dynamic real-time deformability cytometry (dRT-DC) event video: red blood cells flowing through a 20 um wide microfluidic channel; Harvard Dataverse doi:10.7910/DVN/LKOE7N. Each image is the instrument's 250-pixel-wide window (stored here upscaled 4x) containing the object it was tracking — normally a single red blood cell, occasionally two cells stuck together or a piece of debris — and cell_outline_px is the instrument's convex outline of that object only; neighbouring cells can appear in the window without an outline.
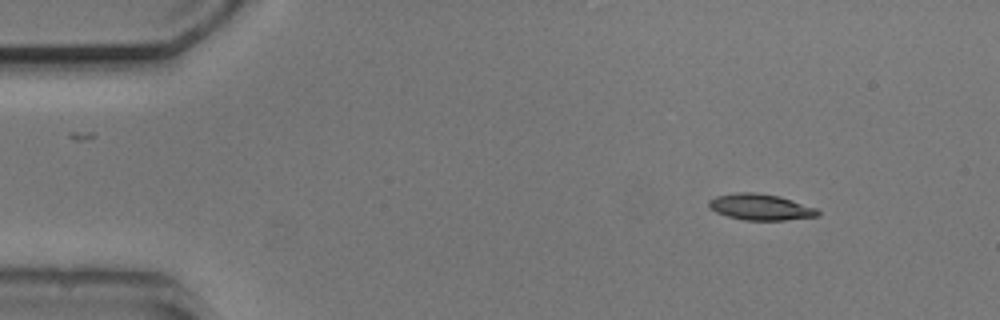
{"species": "common noctule bat (a hibernating species)", "species_latin": "Nyctalus noctula", "temperature_condition": "cold", "stored_images_in_passage": 4, "camera_frame_rate_fps": 3000, "um_per_image_px": 0.085, "animal": {"sex": "male", "body_mass_g": 20.5, "forearm_length_mm": 52.5}, "frame": {"image": 1, "passage_image": 1, "time_ms": 0.0, "image_size_px": [1000, 320], "cell_outline_px": [[820, 216], [784, 220], [744, 220], [728, 216], [716, 212], [708, 208], [708, 200], [716, 196], [736, 192], [756, 192], [780, 196], [816, 208], [820, 212]], "centroid_in_image_um": [64.62, 17.59], "position_along_channel_um": 20.4, "area_um2": 16.7}}
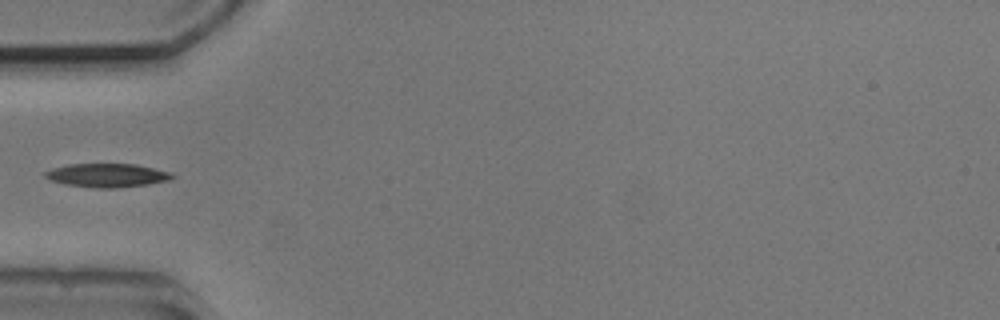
{"frame": {"image": 2, "passage_image": 4, "time_ms": 3.667, "image_size_px": [1000, 320], "cell_outline_px": [[176, 176], [168, 180], [148, 184], [112, 188], [96, 188], [64, 184], [52, 180], [44, 176], [44, 172], [52, 168], [68, 164], [136, 164], [172, 172]], "centroid_in_image_um": [9.11, 14.89], "position_along_channel_um": 75.9, "area_um2": 17.46}}